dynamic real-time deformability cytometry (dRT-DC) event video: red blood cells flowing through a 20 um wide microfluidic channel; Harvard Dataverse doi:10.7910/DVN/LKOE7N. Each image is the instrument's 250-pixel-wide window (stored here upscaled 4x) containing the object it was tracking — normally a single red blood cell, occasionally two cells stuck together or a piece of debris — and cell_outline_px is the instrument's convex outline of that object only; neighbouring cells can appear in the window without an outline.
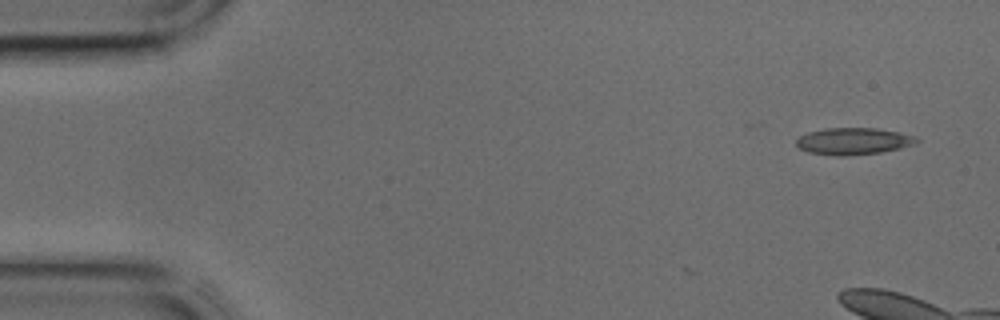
{"species": "common noctule bat (a hibernating species)", "species_latin": "Nyctalus noctula", "temperature_condition": "cold", "stored_images_in_passage": 2, "camera_frame_rate_fps": 3000, "um_per_image_px": 0.085, "animal": {"sex": "male", "body_mass_g": 17.9, "forearm_length_mm": 54.2}, "frame": {"image": 1, "passage_image": 2, "time_ms": 0.333, "image_size_px": [1000, 320], "cell_outline_px": [[920, 140], [916, 144], [900, 148], [880, 152], [844, 156], [836, 156], [808, 152], [796, 148], [796, 140], [800, 136], [808, 132], [824, 128], [876, 128], [900, 132], [916, 136]], "centroid_in_image_um": [72.53, 12.0], "position_along_channel_um": 12.5, "area_um2": 19.02}}